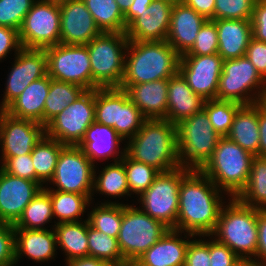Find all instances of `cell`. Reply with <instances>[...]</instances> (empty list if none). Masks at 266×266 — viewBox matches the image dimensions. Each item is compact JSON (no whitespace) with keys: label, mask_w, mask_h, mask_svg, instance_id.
Here are the masks:
<instances>
[{"label":"cell","mask_w":266,"mask_h":266,"mask_svg":"<svg viewBox=\"0 0 266 266\" xmlns=\"http://www.w3.org/2000/svg\"><path fill=\"white\" fill-rule=\"evenodd\" d=\"M221 191L201 170L191 169L179 188L176 230L185 231L192 238L209 237L224 204Z\"/></svg>","instance_id":"6da1fadb"},{"label":"cell","mask_w":266,"mask_h":266,"mask_svg":"<svg viewBox=\"0 0 266 266\" xmlns=\"http://www.w3.org/2000/svg\"><path fill=\"white\" fill-rule=\"evenodd\" d=\"M125 153L133 160L169 172L181 167L177 127L165 119H147L128 140Z\"/></svg>","instance_id":"7a4b0ae2"},{"label":"cell","mask_w":266,"mask_h":266,"mask_svg":"<svg viewBox=\"0 0 266 266\" xmlns=\"http://www.w3.org/2000/svg\"><path fill=\"white\" fill-rule=\"evenodd\" d=\"M121 85L169 79L178 73L181 55L166 41H128Z\"/></svg>","instance_id":"3957f363"},{"label":"cell","mask_w":266,"mask_h":266,"mask_svg":"<svg viewBox=\"0 0 266 266\" xmlns=\"http://www.w3.org/2000/svg\"><path fill=\"white\" fill-rule=\"evenodd\" d=\"M257 234V208L231 197L229 204L222 208L216 227L210 235L217 237L216 241L227 245L241 259H252L256 256Z\"/></svg>","instance_id":"277c9868"},{"label":"cell","mask_w":266,"mask_h":266,"mask_svg":"<svg viewBox=\"0 0 266 266\" xmlns=\"http://www.w3.org/2000/svg\"><path fill=\"white\" fill-rule=\"evenodd\" d=\"M253 157L225 136L220 138L212 157L200 170L220 190L236 197L247 185Z\"/></svg>","instance_id":"5b68a950"},{"label":"cell","mask_w":266,"mask_h":266,"mask_svg":"<svg viewBox=\"0 0 266 266\" xmlns=\"http://www.w3.org/2000/svg\"><path fill=\"white\" fill-rule=\"evenodd\" d=\"M86 45L90 55L92 90L119 88L128 46L126 33L102 32Z\"/></svg>","instance_id":"8992f818"},{"label":"cell","mask_w":266,"mask_h":266,"mask_svg":"<svg viewBox=\"0 0 266 266\" xmlns=\"http://www.w3.org/2000/svg\"><path fill=\"white\" fill-rule=\"evenodd\" d=\"M181 167L200 170L212 157L220 136L204 109L176 125Z\"/></svg>","instance_id":"52a82bcc"},{"label":"cell","mask_w":266,"mask_h":266,"mask_svg":"<svg viewBox=\"0 0 266 266\" xmlns=\"http://www.w3.org/2000/svg\"><path fill=\"white\" fill-rule=\"evenodd\" d=\"M146 120L125 90L95 89V122L113 127L126 140L132 138Z\"/></svg>","instance_id":"ba28073f"},{"label":"cell","mask_w":266,"mask_h":266,"mask_svg":"<svg viewBox=\"0 0 266 266\" xmlns=\"http://www.w3.org/2000/svg\"><path fill=\"white\" fill-rule=\"evenodd\" d=\"M168 229L142 209L123 204V218L117 240L124 260L136 262Z\"/></svg>","instance_id":"9c48e42d"},{"label":"cell","mask_w":266,"mask_h":266,"mask_svg":"<svg viewBox=\"0 0 266 266\" xmlns=\"http://www.w3.org/2000/svg\"><path fill=\"white\" fill-rule=\"evenodd\" d=\"M265 88L266 81L246 56L223 60L217 100L234 101L242 105L254 104L259 102ZM254 89L260 91L257 94L254 92L255 96H251L250 92Z\"/></svg>","instance_id":"30bf717a"},{"label":"cell","mask_w":266,"mask_h":266,"mask_svg":"<svg viewBox=\"0 0 266 266\" xmlns=\"http://www.w3.org/2000/svg\"><path fill=\"white\" fill-rule=\"evenodd\" d=\"M190 170L179 167L169 172H160L151 186L140 195L143 211L169 229L176 230L179 188L183 177Z\"/></svg>","instance_id":"8fae6325"},{"label":"cell","mask_w":266,"mask_h":266,"mask_svg":"<svg viewBox=\"0 0 266 266\" xmlns=\"http://www.w3.org/2000/svg\"><path fill=\"white\" fill-rule=\"evenodd\" d=\"M59 0H37L19 30L22 48L45 49L60 44Z\"/></svg>","instance_id":"7c38bea8"},{"label":"cell","mask_w":266,"mask_h":266,"mask_svg":"<svg viewBox=\"0 0 266 266\" xmlns=\"http://www.w3.org/2000/svg\"><path fill=\"white\" fill-rule=\"evenodd\" d=\"M95 121V89L86 90L46 126V136L64 145L77 146Z\"/></svg>","instance_id":"4fadbf2b"},{"label":"cell","mask_w":266,"mask_h":266,"mask_svg":"<svg viewBox=\"0 0 266 266\" xmlns=\"http://www.w3.org/2000/svg\"><path fill=\"white\" fill-rule=\"evenodd\" d=\"M51 79L92 90V72L87 45L57 44L44 49Z\"/></svg>","instance_id":"5bb4252c"},{"label":"cell","mask_w":266,"mask_h":266,"mask_svg":"<svg viewBox=\"0 0 266 266\" xmlns=\"http://www.w3.org/2000/svg\"><path fill=\"white\" fill-rule=\"evenodd\" d=\"M95 165L78 146L66 145L60 152L53 177L49 182L58 191L83 195L93 194Z\"/></svg>","instance_id":"9a60e30c"},{"label":"cell","mask_w":266,"mask_h":266,"mask_svg":"<svg viewBox=\"0 0 266 266\" xmlns=\"http://www.w3.org/2000/svg\"><path fill=\"white\" fill-rule=\"evenodd\" d=\"M223 58L213 55H181L178 72L195 94L204 100L216 99Z\"/></svg>","instance_id":"2e32d148"},{"label":"cell","mask_w":266,"mask_h":266,"mask_svg":"<svg viewBox=\"0 0 266 266\" xmlns=\"http://www.w3.org/2000/svg\"><path fill=\"white\" fill-rule=\"evenodd\" d=\"M46 135L45 126L29 119H18L0 110L2 157L30 154Z\"/></svg>","instance_id":"e0dca14e"},{"label":"cell","mask_w":266,"mask_h":266,"mask_svg":"<svg viewBox=\"0 0 266 266\" xmlns=\"http://www.w3.org/2000/svg\"><path fill=\"white\" fill-rule=\"evenodd\" d=\"M14 62L0 110H5L30 83L47 75V55L44 49L21 48Z\"/></svg>","instance_id":"ac0fdd59"},{"label":"cell","mask_w":266,"mask_h":266,"mask_svg":"<svg viewBox=\"0 0 266 266\" xmlns=\"http://www.w3.org/2000/svg\"><path fill=\"white\" fill-rule=\"evenodd\" d=\"M43 188L41 183L13 176L0 167V222L14 225Z\"/></svg>","instance_id":"d6986e66"},{"label":"cell","mask_w":266,"mask_h":266,"mask_svg":"<svg viewBox=\"0 0 266 266\" xmlns=\"http://www.w3.org/2000/svg\"><path fill=\"white\" fill-rule=\"evenodd\" d=\"M60 43L86 45L102 32L82 0H59Z\"/></svg>","instance_id":"ffe728a7"},{"label":"cell","mask_w":266,"mask_h":266,"mask_svg":"<svg viewBox=\"0 0 266 266\" xmlns=\"http://www.w3.org/2000/svg\"><path fill=\"white\" fill-rule=\"evenodd\" d=\"M173 5L164 1L152 3L139 13L127 28L128 41H164L167 39Z\"/></svg>","instance_id":"44dd1931"},{"label":"cell","mask_w":266,"mask_h":266,"mask_svg":"<svg viewBox=\"0 0 266 266\" xmlns=\"http://www.w3.org/2000/svg\"><path fill=\"white\" fill-rule=\"evenodd\" d=\"M207 19L183 2L173 5L166 41L180 54L194 44L197 34Z\"/></svg>","instance_id":"7402d4cb"},{"label":"cell","mask_w":266,"mask_h":266,"mask_svg":"<svg viewBox=\"0 0 266 266\" xmlns=\"http://www.w3.org/2000/svg\"><path fill=\"white\" fill-rule=\"evenodd\" d=\"M130 100L139 108L146 119H165L168 105V79L120 85Z\"/></svg>","instance_id":"603a6c76"},{"label":"cell","mask_w":266,"mask_h":266,"mask_svg":"<svg viewBox=\"0 0 266 266\" xmlns=\"http://www.w3.org/2000/svg\"><path fill=\"white\" fill-rule=\"evenodd\" d=\"M52 230L14 228L15 264L23 254L36 262L54 258L57 241Z\"/></svg>","instance_id":"cb8c5ba5"},{"label":"cell","mask_w":266,"mask_h":266,"mask_svg":"<svg viewBox=\"0 0 266 266\" xmlns=\"http://www.w3.org/2000/svg\"><path fill=\"white\" fill-rule=\"evenodd\" d=\"M168 105L165 120L177 125L203 109L205 100L188 86L178 72L168 79Z\"/></svg>","instance_id":"d4e9b609"},{"label":"cell","mask_w":266,"mask_h":266,"mask_svg":"<svg viewBox=\"0 0 266 266\" xmlns=\"http://www.w3.org/2000/svg\"><path fill=\"white\" fill-rule=\"evenodd\" d=\"M218 34V54L223 58L235 59L245 56L252 38L251 20H214Z\"/></svg>","instance_id":"484cf974"},{"label":"cell","mask_w":266,"mask_h":266,"mask_svg":"<svg viewBox=\"0 0 266 266\" xmlns=\"http://www.w3.org/2000/svg\"><path fill=\"white\" fill-rule=\"evenodd\" d=\"M179 230L167 232L136 262L140 266H184L189 240L179 237Z\"/></svg>","instance_id":"4316f807"},{"label":"cell","mask_w":266,"mask_h":266,"mask_svg":"<svg viewBox=\"0 0 266 266\" xmlns=\"http://www.w3.org/2000/svg\"><path fill=\"white\" fill-rule=\"evenodd\" d=\"M49 89L50 77L47 74L30 83L4 111L12 117L34 120L43 124L44 104Z\"/></svg>","instance_id":"83f0119b"},{"label":"cell","mask_w":266,"mask_h":266,"mask_svg":"<svg viewBox=\"0 0 266 266\" xmlns=\"http://www.w3.org/2000/svg\"><path fill=\"white\" fill-rule=\"evenodd\" d=\"M124 140L113 127L93 122L85 132L81 142L77 145L81 148L84 154L94 164L96 160L118 156L119 153L125 154L124 151L119 152V143Z\"/></svg>","instance_id":"f1b7e54d"},{"label":"cell","mask_w":266,"mask_h":266,"mask_svg":"<svg viewBox=\"0 0 266 266\" xmlns=\"http://www.w3.org/2000/svg\"><path fill=\"white\" fill-rule=\"evenodd\" d=\"M227 137L253 156H259L258 103L239 108Z\"/></svg>","instance_id":"f546056e"},{"label":"cell","mask_w":266,"mask_h":266,"mask_svg":"<svg viewBox=\"0 0 266 266\" xmlns=\"http://www.w3.org/2000/svg\"><path fill=\"white\" fill-rule=\"evenodd\" d=\"M83 222H65L54 225L57 244L65 252L67 261L89 256L87 220Z\"/></svg>","instance_id":"4dcf8cb0"},{"label":"cell","mask_w":266,"mask_h":266,"mask_svg":"<svg viewBox=\"0 0 266 266\" xmlns=\"http://www.w3.org/2000/svg\"><path fill=\"white\" fill-rule=\"evenodd\" d=\"M51 198L53 216L59 218L57 223L77 222L80 215L85 213L92 195L61 192L54 189L43 188Z\"/></svg>","instance_id":"1f68e13d"},{"label":"cell","mask_w":266,"mask_h":266,"mask_svg":"<svg viewBox=\"0 0 266 266\" xmlns=\"http://www.w3.org/2000/svg\"><path fill=\"white\" fill-rule=\"evenodd\" d=\"M236 198L253 208L266 209V157H253L247 185Z\"/></svg>","instance_id":"d6a6232c"},{"label":"cell","mask_w":266,"mask_h":266,"mask_svg":"<svg viewBox=\"0 0 266 266\" xmlns=\"http://www.w3.org/2000/svg\"><path fill=\"white\" fill-rule=\"evenodd\" d=\"M65 146L45 135L34 147L31 152V158L35 169V181L37 183L43 185L45 182L51 180L59 154Z\"/></svg>","instance_id":"836d02e7"},{"label":"cell","mask_w":266,"mask_h":266,"mask_svg":"<svg viewBox=\"0 0 266 266\" xmlns=\"http://www.w3.org/2000/svg\"><path fill=\"white\" fill-rule=\"evenodd\" d=\"M86 89L73 83H67L50 78V89L45 99L43 125L46 126L56 115L62 112L70 103L76 101Z\"/></svg>","instance_id":"e575fe53"},{"label":"cell","mask_w":266,"mask_h":266,"mask_svg":"<svg viewBox=\"0 0 266 266\" xmlns=\"http://www.w3.org/2000/svg\"><path fill=\"white\" fill-rule=\"evenodd\" d=\"M101 32L125 33V17L115 0H82Z\"/></svg>","instance_id":"d590c367"},{"label":"cell","mask_w":266,"mask_h":266,"mask_svg":"<svg viewBox=\"0 0 266 266\" xmlns=\"http://www.w3.org/2000/svg\"><path fill=\"white\" fill-rule=\"evenodd\" d=\"M121 156V157H120ZM124 154H119L114 158V163L109 164L103 168L98 177H94L93 192L97 190L102 195L113 197H121L127 194L131 196L124 164L121 162Z\"/></svg>","instance_id":"8d00e7d4"},{"label":"cell","mask_w":266,"mask_h":266,"mask_svg":"<svg viewBox=\"0 0 266 266\" xmlns=\"http://www.w3.org/2000/svg\"><path fill=\"white\" fill-rule=\"evenodd\" d=\"M89 256L107 262L110 266H120L126 261L120 251L118 240L89 226L87 221Z\"/></svg>","instance_id":"74e56055"},{"label":"cell","mask_w":266,"mask_h":266,"mask_svg":"<svg viewBox=\"0 0 266 266\" xmlns=\"http://www.w3.org/2000/svg\"><path fill=\"white\" fill-rule=\"evenodd\" d=\"M53 217L50 195L42 189L31 200L13 226L14 228L23 229H45L42 226L52 220Z\"/></svg>","instance_id":"f35d334b"},{"label":"cell","mask_w":266,"mask_h":266,"mask_svg":"<svg viewBox=\"0 0 266 266\" xmlns=\"http://www.w3.org/2000/svg\"><path fill=\"white\" fill-rule=\"evenodd\" d=\"M89 215L87 219L89 226L118 238L123 218V204L115 202L101 203Z\"/></svg>","instance_id":"ab89813d"},{"label":"cell","mask_w":266,"mask_h":266,"mask_svg":"<svg viewBox=\"0 0 266 266\" xmlns=\"http://www.w3.org/2000/svg\"><path fill=\"white\" fill-rule=\"evenodd\" d=\"M242 104L226 100H205L203 109L206 111L213 129L222 137L229 134L235 114Z\"/></svg>","instance_id":"60d3db41"},{"label":"cell","mask_w":266,"mask_h":266,"mask_svg":"<svg viewBox=\"0 0 266 266\" xmlns=\"http://www.w3.org/2000/svg\"><path fill=\"white\" fill-rule=\"evenodd\" d=\"M121 162L124 164L127 184L130 192L141 195L145 192L155 178L160 174V171L151 165L131 159L126 153Z\"/></svg>","instance_id":"b9f144b4"},{"label":"cell","mask_w":266,"mask_h":266,"mask_svg":"<svg viewBox=\"0 0 266 266\" xmlns=\"http://www.w3.org/2000/svg\"><path fill=\"white\" fill-rule=\"evenodd\" d=\"M37 0H0V26L19 32L25 15Z\"/></svg>","instance_id":"7bdbcfd3"},{"label":"cell","mask_w":266,"mask_h":266,"mask_svg":"<svg viewBox=\"0 0 266 266\" xmlns=\"http://www.w3.org/2000/svg\"><path fill=\"white\" fill-rule=\"evenodd\" d=\"M218 53V34L214 20L207 19L200 28L193 46L183 55H213Z\"/></svg>","instance_id":"ee69618b"},{"label":"cell","mask_w":266,"mask_h":266,"mask_svg":"<svg viewBox=\"0 0 266 266\" xmlns=\"http://www.w3.org/2000/svg\"><path fill=\"white\" fill-rule=\"evenodd\" d=\"M256 0H215L214 20H251Z\"/></svg>","instance_id":"f6af8a7d"},{"label":"cell","mask_w":266,"mask_h":266,"mask_svg":"<svg viewBox=\"0 0 266 266\" xmlns=\"http://www.w3.org/2000/svg\"><path fill=\"white\" fill-rule=\"evenodd\" d=\"M1 168L13 176L35 181V169L30 154L2 157Z\"/></svg>","instance_id":"bcb514c9"},{"label":"cell","mask_w":266,"mask_h":266,"mask_svg":"<svg viewBox=\"0 0 266 266\" xmlns=\"http://www.w3.org/2000/svg\"><path fill=\"white\" fill-rule=\"evenodd\" d=\"M14 226L0 222V266H14Z\"/></svg>","instance_id":"7dc6e473"},{"label":"cell","mask_w":266,"mask_h":266,"mask_svg":"<svg viewBox=\"0 0 266 266\" xmlns=\"http://www.w3.org/2000/svg\"><path fill=\"white\" fill-rule=\"evenodd\" d=\"M209 242L189 240L184 266H210Z\"/></svg>","instance_id":"c3c4849f"},{"label":"cell","mask_w":266,"mask_h":266,"mask_svg":"<svg viewBox=\"0 0 266 266\" xmlns=\"http://www.w3.org/2000/svg\"><path fill=\"white\" fill-rule=\"evenodd\" d=\"M210 266H235L241 259L227 245L209 241Z\"/></svg>","instance_id":"681fc988"},{"label":"cell","mask_w":266,"mask_h":266,"mask_svg":"<svg viewBox=\"0 0 266 266\" xmlns=\"http://www.w3.org/2000/svg\"><path fill=\"white\" fill-rule=\"evenodd\" d=\"M245 56L266 81V42L258 41L252 37L249 41Z\"/></svg>","instance_id":"f907efd6"},{"label":"cell","mask_w":266,"mask_h":266,"mask_svg":"<svg viewBox=\"0 0 266 266\" xmlns=\"http://www.w3.org/2000/svg\"><path fill=\"white\" fill-rule=\"evenodd\" d=\"M252 37L266 42V0H256L251 18Z\"/></svg>","instance_id":"816d5d0a"},{"label":"cell","mask_w":266,"mask_h":266,"mask_svg":"<svg viewBox=\"0 0 266 266\" xmlns=\"http://www.w3.org/2000/svg\"><path fill=\"white\" fill-rule=\"evenodd\" d=\"M13 48L15 53L22 48L19 41V32L9 27L0 26V60L5 58Z\"/></svg>","instance_id":"f5cc1de1"},{"label":"cell","mask_w":266,"mask_h":266,"mask_svg":"<svg viewBox=\"0 0 266 266\" xmlns=\"http://www.w3.org/2000/svg\"><path fill=\"white\" fill-rule=\"evenodd\" d=\"M257 226L258 244L254 259L260 265L266 266V209H257Z\"/></svg>","instance_id":"db71d44e"},{"label":"cell","mask_w":266,"mask_h":266,"mask_svg":"<svg viewBox=\"0 0 266 266\" xmlns=\"http://www.w3.org/2000/svg\"><path fill=\"white\" fill-rule=\"evenodd\" d=\"M182 2L206 19L214 20L215 0H183Z\"/></svg>","instance_id":"11a10c76"},{"label":"cell","mask_w":266,"mask_h":266,"mask_svg":"<svg viewBox=\"0 0 266 266\" xmlns=\"http://www.w3.org/2000/svg\"><path fill=\"white\" fill-rule=\"evenodd\" d=\"M151 3L152 0H133V4L124 14L126 28H128L139 17V13L146 10Z\"/></svg>","instance_id":"9f6ffc18"},{"label":"cell","mask_w":266,"mask_h":266,"mask_svg":"<svg viewBox=\"0 0 266 266\" xmlns=\"http://www.w3.org/2000/svg\"><path fill=\"white\" fill-rule=\"evenodd\" d=\"M259 157H266V111L258 103Z\"/></svg>","instance_id":"6f0895ef"},{"label":"cell","mask_w":266,"mask_h":266,"mask_svg":"<svg viewBox=\"0 0 266 266\" xmlns=\"http://www.w3.org/2000/svg\"><path fill=\"white\" fill-rule=\"evenodd\" d=\"M66 263L67 266H110L107 262L91 256L74 258Z\"/></svg>","instance_id":"680465c9"},{"label":"cell","mask_w":266,"mask_h":266,"mask_svg":"<svg viewBox=\"0 0 266 266\" xmlns=\"http://www.w3.org/2000/svg\"><path fill=\"white\" fill-rule=\"evenodd\" d=\"M122 11L123 14H125L130 6L133 4V0H115Z\"/></svg>","instance_id":"91938a15"},{"label":"cell","mask_w":266,"mask_h":266,"mask_svg":"<svg viewBox=\"0 0 266 266\" xmlns=\"http://www.w3.org/2000/svg\"><path fill=\"white\" fill-rule=\"evenodd\" d=\"M235 266H262L254 259H240Z\"/></svg>","instance_id":"94428289"},{"label":"cell","mask_w":266,"mask_h":266,"mask_svg":"<svg viewBox=\"0 0 266 266\" xmlns=\"http://www.w3.org/2000/svg\"><path fill=\"white\" fill-rule=\"evenodd\" d=\"M261 107L266 111V88L265 90L263 91L260 99H259V102H258Z\"/></svg>","instance_id":"6125c7cd"},{"label":"cell","mask_w":266,"mask_h":266,"mask_svg":"<svg viewBox=\"0 0 266 266\" xmlns=\"http://www.w3.org/2000/svg\"><path fill=\"white\" fill-rule=\"evenodd\" d=\"M152 1H157V0H152ZM158 1H164V2L170 3L172 5H175L177 3L182 2L183 0H158Z\"/></svg>","instance_id":"be15d7a7"},{"label":"cell","mask_w":266,"mask_h":266,"mask_svg":"<svg viewBox=\"0 0 266 266\" xmlns=\"http://www.w3.org/2000/svg\"><path fill=\"white\" fill-rule=\"evenodd\" d=\"M120 266H140L137 262H125Z\"/></svg>","instance_id":"e7e4bbea"}]
</instances>
